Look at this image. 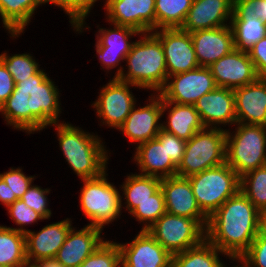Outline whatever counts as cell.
<instances>
[{"mask_svg": "<svg viewBox=\"0 0 266 267\" xmlns=\"http://www.w3.org/2000/svg\"><path fill=\"white\" fill-rule=\"evenodd\" d=\"M14 80L7 71L5 64L0 60V108L14 91Z\"/></svg>", "mask_w": 266, "mask_h": 267, "instance_id": "cell-45", "label": "cell"}, {"mask_svg": "<svg viewBox=\"0 0 266 267\" xmlns=\"http://www.w3.org/2000/svg\"><path fill=\"white\" fill-rule=\"evenodd\" d=\"M250 267H266V235L260 232L240 256Z\"/></svg>", "mask_w": 266, "mask_h": 267, "instance_id": "cell-41", "label": "cell"}, {"mask_svg": "<svg viewBox=\"0 0 266 267\" xmlns=\"http://www.w3.org/2000/svg\"><path fill=\"white\" fill-rule=\"evenodd\" d=\"M142 35L141 40L133 42L125 57L127 73L120 66L113 78L159 93L168 79L164 50L161 41L152 32Z\"/></svg>", "mask_w": 266, "mask_h": 267, "instance_id": "cell-3", "label": "cell"}, {"mask_svg": "<svg viewBox=\"0 0 266 267\" xmlns=\"http://www.w3.org/2000/svg\"><path fill=\"white\" fill-rule=\"evenodd\" d=\"M260 211L239 190L209 218L206 238L224 256L240 257L259 233Z\"/></svg>", "mask_w": 266, "mask_h": 267, "instance_id": "cell-2", "label": "cell"}, {"mask_svg": "<svg viewBox=\"0 0 266 267\" xmlns=\"http://www.w3.org/2000/svg\"><path fill=\"white\" fill-rule=\"evenodd\" d=\"M31 267H64L55 258L36 260L30 263Z\"/></svg>", "mask_w": 266, "mask_h": 267, "instance_id": "cell-46", "label": "cell"}, {"mask_svg": "<svg viewBox=\"0 0 266 267\" xmlns=\"http://www.w3.org/2000/svg\"><path fill=\"white\" fill-rule=\"evenodd\" d=\"M166 212L198 220L205 228L208 218L202 213L188 177L171 176L161 179Z\"/></svg>", "mask_w": 266, "mask_h": 267, "instance_id": "cell-16", "label": "cell"}, {"mask_svg": "<svg viewBox=\"0 0 266 267\" xmlns=\"http://www.w3.org/2000/svg\"><path fill=\"white\" fill-rule=\"evenodd\" d=\"M263 128H264L265 136H266V123H265V125L263 126Z\"/></svg>", "mask_w": 266, "mask_h": 267, "instance_id": "cell-50", "label": "cell"}, {"mask_svg": "<svg viewBox=\"0 0 266 267\" xmlns=\"http://www.w3.org/2000/svg\"><path fill=\"white\" fill-rule=\"evenodd\" d=\"M216 87L210 68L198 67L191 71L169 76L166 85L159 94L169 102L194 105L202 95L209 93Z\"/></svg>", "mask_w": 266, "mask_h": 267, "instance_id": "cell-10", "label": "cell"}, {"mask_svg": "<svg viewBox=\"0 0 266 267\" xmlns=\"http://www.w3.org/2000/svg\"><path fill=\"white\" fill-rule=\"evenodd\" d=\"M158 30L152 31V33L161 41L168 77L200 67L189 32L183 31L181 28Z\"/></svg>", "mask_w": 266, "mask_h": 267, "instance_id": "cell-12", "label": "cell"}, {"mask_svg": "<svg viewBox=\"0 0 266 267\" xmlns=\"http://www.w3.org/2000/svg\"><path fill=\"white\" fill-rule=\"evenodd\" d=\"M172 255L200 244L206 228L196 219L166 212L148 230Z\"/></svg>", "mask_w": 266, "mask_h": 267, "instance_id": "cell-9", "label": "cell"}, {"mask_svg": "<svg viewBox=\"0 0 266 267\" xmlns=\"http://www.w3.org/2000/svg\"><path fill=\"white\" fill-rule=\"evenodd\" d=\"M121 187L127 211L130 213L139 203L150 199V196L161 188V179L136 173L128 175Z\"/></svg>", "mask_w": 266, "mask_h": 267, "instance_id": "cell-30", "label": "cell"}, {"mask_svg": "<svg viewBox=\"0 0 266 267\" xmlns=\"http://www.w3.org/2000/svg\"><path fill=\"white\" fill-rule=\"evenodd\" d=\"M226 132L218 125L205 127L186 141L185 152L177 167V176L189 177L226 162Z\"/></svg>", "mask_w": 266, "mask_h": 267, "instance_id": "cell-5", "label": "cell"}, {"mask_svg": "<svg viewBox=\"0 0 266 267\" xmlns=\"http://www.w3.org/2000/svg\"><path fill=\"white\" fill-rule=\"evenodd\" d=\"M230 25L234 34L235 49L248 51L266 36V24L256 17L239 18L233 12Z\"/></svg>", "mask_w": 266, "mask_h": 267, "instance_id": "cell-31", "label": "cell"}, {"mask_svg": "<svg viewBox=\"0 0 266 267\" xmlns=\"http://www.w3.org/2000/svg\"><path fill=\"white\" fill-rule=\"evenodd\" d=\"M0 264L5 267H22L28 264L24 233L0 226Z\"/></svg>", "mask_w": 266, "mask_h": 267, "instance_id": "cell-28", "label": "cell"}, {"mask_svg": "<svg viewBox=\"0 0 266 267\" xmlns=\"http://www.w3.org/2000/svg\"><path fill=\"white\" fill-rule=\"evenodd\" d=\"M233 12L239 18L252 16L266 24V0H234Z\"/></svg>", "mask_w": 266, "mask_h": 267, "instance_id": "cell-42", "label": "cell"}, {"mask_svg": "<svg viewBox=\"0 0 266 267\" xmlns=\"http://www.w3.org/2000/svg\"><path fill=\"white\" fill-rule=\"evenodd\" d=\"M112 25L114 29L111 30L99 28L95 44L101 66L107 70L115 68L120 65V61L125 60L133 45V42L130 43L128 39L141 34L131 27Z\"/></svg>", "mask_w": 266, "mask_h": 267, "instance_id": "cell-25", "label": "cell"}, {"mask_svg": "<svg viewBox=\"0 0 266 267\" xmlns=\"http://www.w3.org/2000/svg\"><path fill=\"white\" fill-rule=\"evenodd\" d=\"M247 52L258 78L266 79V36L256 42Z\"/></svg>", "mask_w": 266, "mask_h": 267, "instance_id": "cell-43", "label": "cell"}, {"mask_svg": "<svg viewBox=\"0 0 266 267\" xmlns=\"http://www.w3.org/2000/svg\"><path fill=\"white\" fill-rule=\"evenodd\" d=\"M119 265H121V253L118 244L113 241H104L78 267H119Z\"/></svg>", "mask_w": 266, "mask_h": 267, "instance_id": "cell-37", "label": "cell"}, {"mask_svg": "<svg viewBox=\"0 0 266 267\" xmlns=\"http://www.w3.org/2000/svg\"><path fill=\"white\" fill-rule=\"evenodd\" d=\"M0 60L5 64L7 71L12 75L14 83L23 81L31 75H34L39 70L40 66L29 53L9 56L4 52L0 55Z\"/></svg>", "mask_w": 266, "mask_h": 267, "instance_id": "cell-35", "label": "cell"}, {"mask_svg": "<svg viewBox=\"0 0 266 267\" xmlns=\"http://www.w3.org/2000/svg\"><path fill=\"white\" fill-rule=\"evenodd\" d=\"M0 201L6 205V208L9 206V191L8 185L0 177Z\"/></svg>", "mask_w": 266, "mask_h": 267, "instance_id": "cell-47", "label": "cell"}, {"mask_svg": "<svg viewBox=\"0 0 266 267\" xmlns=\"http://www.w3.org/2000/svg\"><path fill=\"white\" fill-rule=\"evenodd\" d=\"M130 86H135L123 82L117 78H112L106 86L102 87L98 100L94 102L97 116L102 119L103 125L118 129L126 120L136 100L130 91Z\"/></svg>", "mask_w": 266, "mask_h": 267, "instance_id": "cell-11", "label": "cell"}, {"mask_svg": "<svg viewBox=\"0 0 266 267\" xmlns=\"http://www.w3.org/2000/svg\"><path fill=\"white\" fill-rule=\"evenodd\" d=\"M7 209L10 218H12V220L20 226V228H11L24 234L28 231L27 229L22 228L24 225H28L37 222V220L44 219L40 214H38L27 204H25L21 199L15 200L7 207Z\"/></svg>", "mask_w": 266, "mask_h": 267, "instance_id": "cell-39", "label": "cell"}, {"mask_svg": "<svg viewBox=\"0 0 266 267\" xmlns=\"http://www.w3.org/2000/svg\"><path fill=\"white\" fill-rule=\"evenodd\" d=\"M133 157L141 175L160 179L175 176L177 167L172 163L166 151V131L160 130L155 139L137 145ZM161 172V173H160Z\"/></svg>", "mask_w": 266, "mask_h": 267, "instance_id": "cell-21", "label": "cell"}, {"mask_svg": "<svg viewBox=\"0 0 266 267\" xmlns=\"http://www.w3.org/2000/svg\"><path fill=\"white\" fill-rule=\"evenodd\" d=\"M218 253L224 254L205 238L200 244L173 254L172 267H221Z\"/></svg>", "mask_w": 266, "mask_h": 267, "instance_id": "cell-29", "label": "cell"}, {"mask_svg": "<svg viewBox=\"0 0 266 267\" xmlns=\"http://www.w3.org/2000/svg\"><path fill=\"white\" fill-rule=\"evenodd\" d=\"M259 232L266 235V209L260 212Z\"/></svg>", "mask_w": 266, "mask_h": 267, "instance_id": "cell-48", "label": "cell"}, {"mask_svg": "<svg viewBox=\"0 0 266 267\" xmlns=\"http://www.w3.org/2000/svg\"><path fill=\"white\" fill-rule=\"evenodd\" d=\"M217 87L236 89L258 79L247 51L234 49L209 66Z\"/></svg>", "mask_w": 266, "mask_h": 267, "instance_id": "cell-15", "label": "cell"}, {"mask_svg": "<svg viewBox=\"0 0 266 267\" xmlns=\"http://www.w3.org/2000/svg\"><path fill=\"white\" fill-rule=\"evenodd\" d=\"M102 230L91 225L78 231L72 227L55 259L64 267L80 266L104 242Z\"/></svg>", "mask_w": 266, "mask_h": 267, "instance_id": "cell-23", "label": "cell"}, {"mask_svg": "<svg viewBox=\"0 0 266 267\" xmlns=\"http://www.w3.org/2000/svg\"><path fill=\"white\" fill-rule=\"evenodd\" d=\"M104 5L109 23L141 34L156 30L155 0H106Z\"/></svg>", "mask_w": 266, "mask_h": 267, "instance_id": "cell-14", "label": "cell"}, {"mask_svg": "<svg viewBox=\"0 0 266 267\" xmlns=\"http://www.w3.org/2000/svg\"><path fill=\"white\" fill-rule=\"evenodd\" d=\"M117 244L121 267H172L173 255L147 230H141L130 243Z\"/></svg>", "mask_w": 266, "mask_h": 267, "instance_id": "cell-13", "label": "cell"}, {"mask_svg": "<svg viewBox=\"0 0 266 267\" xmlns=\"http://www.w3.org/2000/svg\"><path fill=\"white\" fill-rule=\"evenodd\" d=\"M186 141L166 132V151L172 163L178 167L185 152Z\"/></svg>", "mask_w": 266, "mask_h": 267, "instance_id": "cell-44", "label": "cell"}, {"mask_svg": "<svg viewBox=\"0 0 266 267\" xmlns=\"http://www.w3.org/2000/svg\"><path fill=\"white\" fill-rule=\"evenodd\" d=\"M233 7L234 0H193L181 29L191 33L230 25Z\"/></svg>", "mask_w": 266, "mask_h": 267, "instance_id": "cell-20", "label": "cell"}, {"mask_svg": "<svg viewBox=\"0 0 266 267\" xmlns=\"http://www.w3.org/2000/svg\"><path fill=\"white\" fill-rule=\"evenodd\" d=\"M22 267H31V265L28 263V264H26V265H24Z\"/></svg>", "mask_w": 266, "mask_h": 267, "instance_id": "cell-51", "label": "cell"}, {"mask_svg": "<svg viewBox=\"0 0 266 267\" xmlns=\"http://www.w3.org/2000/svg\"><path fill=\"white\" fill-rule=\"evenodd\" d=\"M205 127L217 128L219 124H236L233 89L216 87L202 95L194 104ZM216 125V126H215Z\"/></svg>", "mask_w": 266, "mask_h": 267, "instance_id": "cell-19", "label": "cell"}, {"mask_svg": "<svg viewBox=\"0 0 266 267\" xmlns=\"http://www.w3.org/2000/svg\"><path fill=\"white\" fill-rule=\"evenodd\" d=\"M173 106V107H172ZM171 109H170V108ZM168 111V121L161 124L162 130L188 141L198 131L205 128L194 105L176 104L162 97V115Z\"/></svg>", "mask_w": 266, "mask_h": 267, "instance_id": "cell-26", "label": "cell"}, {"mask_svg": "<svg viewBox=\"0 0 266 267\" xmlns=\"http://www.w3.org/2000/svg\"><path fill=\"white\" fill-rule=\"evenodd\" d=\"M106 171L99 177L82 179L80 205L91 226L103 228L121 214L122 197L118 189L107 181Z\"/></svg>", "mask_w": 266, "mask_h": 267, "instance_id": "cell-8", "label": "cell"}, {"mask_svg": "<svg viewBox=\"0 0 266 267\" xmlns=\"http://www.w3.org/2000/svg\"><path fill=\"white\" fill-rule=\"evenodd\" d=\"M40 4L43 0H0V16L11 37L23 33Z\"/></svg>", "mask_w": 266, "mask_h": 267, "instance_id": "cell-27", "label": "cell"}, {"mask_svg": "<svg viewBox=\"0 0 266 267\" xmlns=\"http://www.w3.org/2000/svg\"><path fill=\"white\" fill-rule=\"evenodd\" d=\"M50 189H41L40 186L30 185L28 190L20 198L27 204L31 209L40 214L44 219L51 217V210L47 207V195Z\"/></svg>", "mask_w": 266, "mask_h": 267, "instance_id": "cell-40", "label": "cell"}, {"mask_svg": "<svg viewBox=\"0 0 266 267\" xmlns=\"http://www.w3.org/2000/svg\"><path fill=\"white\" fill-rule=\"evenodd\" d=\"M149 100V104L136 109L134 106L124 123L118 128L130 142L137 145L155 139L162 129L159 123L162 117V96L157 93Z\"/></svg>", "mask_w": 266, "mask_h": 267, "instance_id": "cell-17", "label": "cell"}, {"mask_svg": "<svg viewBox=\"0 0 266 267\" xmlns=\"http://www.w3.org/2000/svg\"><path fill=\"white\" fill-rule=\"evenodd\" d=\"M56 87L41 69L16 82L11 96L0 108L7 124L34 133L59 123L61 108Z\"/></svg>", "mask_w": 266, "mask_h": 267, "instance_id": "cell-1", "label": "cell"}, {"mask_svg": "<svg viewBox=\"0 0 266 267\" xmlns=\"http://www.w3.org/2000/svg\"><path fill=\"white\" fill-rule=\"evenodd\" d=\"M240 190L261 212L266 209V165L240 177Z\"/></svg>", "mask_w": 266, "mask_h": 267, "instance_id": "cell-33", "label": "cell"}, {"mask_svg": "<svg viewBox=\"0 0 266 267\" xmlns=\"http://www.w3.org/2000/svg\"><path fill=\"white\" fill-rule=\"evenodd\" d=\"M0 177L8 185L9 205L20 199L34 180V176H26L22 172V168L13 169V167L9 171L0 174Z\"/></svg>", "mask_w": 266, "mask_h": 267, "instance_id": "cell-38", "label": "cell"}, {"mask_svg": "<svg viewBox=\"0 0 266 267\" xmlns=\"http://www.w3.org/2000/svg\"><path fill=\"white\" fill-rule=\"evenodd\" d=\"M188 178L199 208L207 218L240 190V177L226 162Z\"/></svg>", "mask_w": 266, "mask_h": 267, "instance_id": "cell-7", "label": "cell"}, {"mask_svg": "<svg viewBox=\"0 0 266 267\" xmlns=\"http://www.w3.org/2000/svg\"><path fill=\"white\" fill-rule=\"evenodd\" d=\"M229 259H232L233 261H237L239 264V262L242 264V266H237L235 265L234 267H250L241 257H229ZM221 267H225V264L222 263Z\"/></svg>", "mask_w": 266, "mask_h": 267, "instance_id": "cell-49", "label": "cell"}, {"mask_svg": "<svg viewBox=\"0 0 266 267\" xmlns=\"http://www.w3.org/2000/svg\"><path fill=\"white\" fill-rule=\"evenodd\" d=\"M165 213V200L161 188L130 212L139 222L145 223L142 230H148Z\"/></svg>", "mask_w": 266, "mask_h": 267, "instance_id": "cell-34", "label": "cell"}, {"mask_svg": "<svg viewBox=\"0 0 266 267\" xmlns=\"http://www.w3.org/2000/svg\"><path fill=\"white\" fill-rule=\"evenodd\" d=\"M193 0H155L156 30L181 28Z\"/></svg>", "mask_w": 266, "mask_h": 267, "instance_id": "cell-32", "label": "cell"}, {"mask_svg": "<svg viewBox=\"0 0 266 267\" xmlns=\"http://www.w3.org/2000/svg\"><path fill=\"white\" fill-rule=\"evenodd\" d=\"M196 58L200 67H209L234 49L231 25L191 32Z\"/></svg>", "mask_w": 266, "mask_h": 267, "instance_id": "cell-18", "label": "cell"}, {"mask_svg": "<svg viewBox=\"0 0 266 267\" xmlns=\"http://www.w3.org/2000/svg\"><path fill=\"white\" fill-rule=\"evenodd\" d=\"M97 0H43L45 3H53L61 7L69 15V22L76 31L83 32L85 17L89 15L91 8Z\"/></svg>", "mask_w": 266, "mask_h": 267, "instance_id": "cell-36", "label": "cell"}, {"mask_svg": "<svg viewBox=\"0 0 266 267\" xmlns=\"http://www.w3.org/2000/svg\"><path fill=\"white\" fill-rule=\"evenodd\" d=\"M60 148L72 170L82 179L101 176L106 171L108 153L100 137L69 123H55Z\"/></svg>", "mask_w": 266, "mask_h": 267, "instance_id": "cell-4", "label": "cell"}, {"mask_svg": "<svg viewBox=\"0 0 266 267\" xmlns=\"http://www.w3.org/2000/svg\"><path fill=\"white\" fill-rule=\"evenodd\" d=\"M72 228L70 219L46 225L39 232L28 230L26 236V257L32 261L55 258ZM32 260V261H31Z\"/></svg>", "mask_w": 266, "mask_h": 267, "instance_id": "cell-22", "label": "cell"}, {"mask_svg": "<svg viewBox=\"0 0 266 267\" xmlns=\"http://www.w3.org/2000/svg\"><path fill=\"white\" fill-rule=\"evenodd\" d=\"M237 123L260 125L266 123V79L233 90Z\"/></svg>", "mask_w": 266, "mask_h": 267, "instance_id": "cell-24", "label": "cell"}, {"mask_svg": "<svg viewBox=\"0 0 266 267\" xmlns=\"http://www.w3.org/2000/svg\"><path fill=\"white\" fill-rule=\"evenodd\" d=\"M236 125L234 136L226 132V163L241 177L266 165V136L263 126Z\"/></svg>", "mask_w": 266, "mask_h": 267, "instance_id": "cell-6", "label": "cell"}]
</instances>
